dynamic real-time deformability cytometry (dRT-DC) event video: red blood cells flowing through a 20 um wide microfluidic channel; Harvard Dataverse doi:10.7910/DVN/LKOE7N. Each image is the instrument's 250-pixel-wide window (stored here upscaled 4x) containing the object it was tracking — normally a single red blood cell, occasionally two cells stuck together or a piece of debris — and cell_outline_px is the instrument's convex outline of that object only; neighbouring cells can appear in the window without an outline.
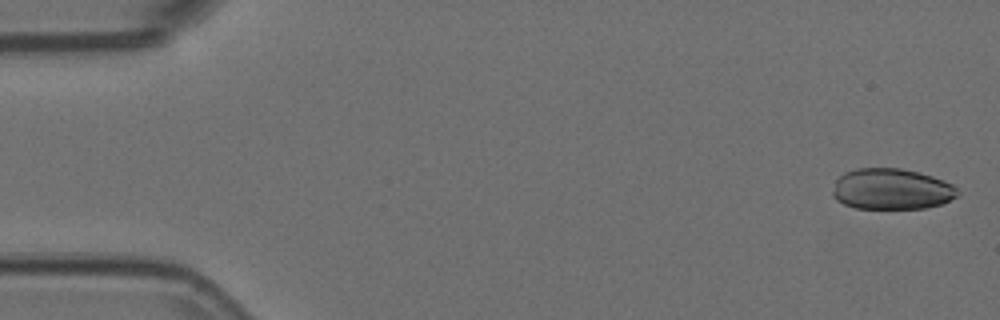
{"species": "Egyptian fruit bat (a non-hibernating species)", "species_latin": "Rousettus aegyptiacus", "temperature_condition": "room temperature", "stored_images_in_passage": 55, "segment_of_instrument_passage": [1, 2], "camera_frame_rate_fps": 3000, "um_per_image_px": 0.085, "animal": {"sex": "female"}, "frame": {"image": 1, "passage_image": 2, "time_ms": 0.333, "image_size_px": [1000, 320], "cell_outline_px": [[960, 192], [956, 196], [940, 204], [924, 208], [856, 208], [844, 204], [836, 200], [832, 196], [832, 192], [836, 180], [844, 172], [856, 168], [900, 168], [920, 172], [944, 180], [952, 184]], "centroid_in_image_um": [75.76, 16.06], "position_along_channel_um": 9.2, "area_um2": 29.82}}
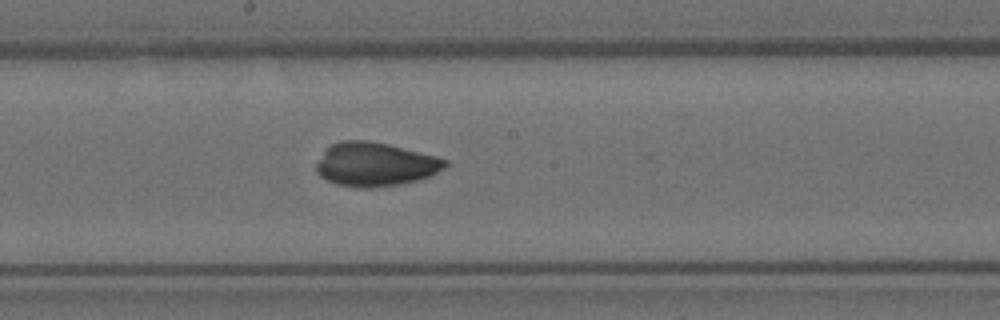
{"frame": {"image": 2, "passage_image": 29, "time_ms": 9.333, "image_size_px": [1000, 320], "cell_outline_px": [[448, 164], [444, 168], [428, 176], [416, 180], [400, 184], [368, 188], [360, 188], [336, 184], [320, 176], [316, 172], [316, 164], [324, 148], [340, 140], [368, 140], [388, 144], [436, 156], [448, 160]], "centroid_in_image_um": [31.85, 13.96], "position_along_channel_um": 216.4, "area_um2": 32.89}}
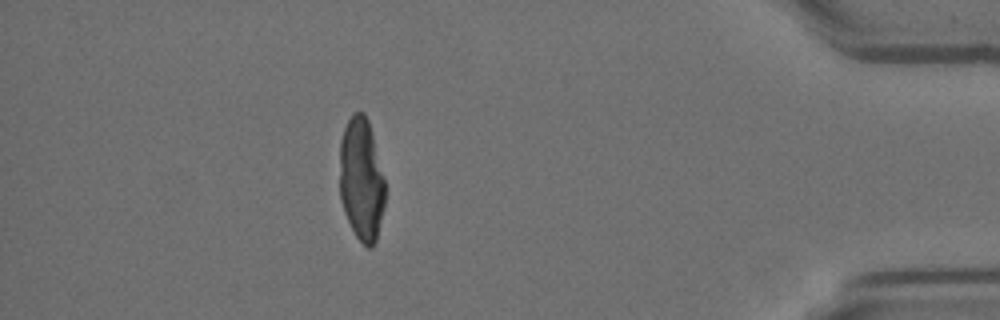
{"frame": {"image": 3, "passage_image": 48, "time_ms": 15.667, "image_size_px": [1000, 320], "cell_outline_px": [[384, 204], [376, 240], [372, 248], [368, 248], [356, 236], [344, 212], [340, 200], [340, 140], [344, 128], [352, 112], [364, 112], [368, 120], [384, 180]], "centroid_in_image_um": [30.69, 15.24], "position_along_channel_um": 404.5, "area_um2": 32.19}}